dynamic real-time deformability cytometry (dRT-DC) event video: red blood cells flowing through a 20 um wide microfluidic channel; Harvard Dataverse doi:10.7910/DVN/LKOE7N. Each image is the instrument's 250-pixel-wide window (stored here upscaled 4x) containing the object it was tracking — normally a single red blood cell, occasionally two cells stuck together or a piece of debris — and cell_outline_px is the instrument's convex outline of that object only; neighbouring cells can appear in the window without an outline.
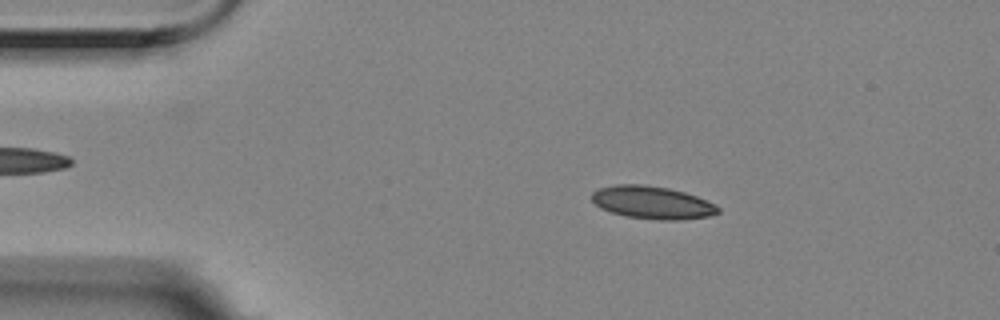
{"species": "Egyptian fruit bat (a non-hibernating species)", "species_latin": "Rousettus aegyptiacus", "temperature_condition": "room temperature", "stored_images_in_passage": 56, "camera_frame_rate_fps": 3000, "um_per_image_px": 0.085, "animal": {"sex": "female"}, "frame": {"image": 1, "passage_image": 9, "time_ms": 2.667, "image_size_px": [1000, 320], "cell_outline_px": [[720, 212], [712, 216], [680, 220], [660, 220], [624, 216], [600, 208], [592, 200], [592, 192], [600, 188], [616, 184], [644, 184], [668, 188], [684, 192], [696, 196], [716, 204], [720, 208]], "centroid_in_image_um": [55.47, 17.22], "position_along_channel_um": 29.5, "area_um2": 24.22}}
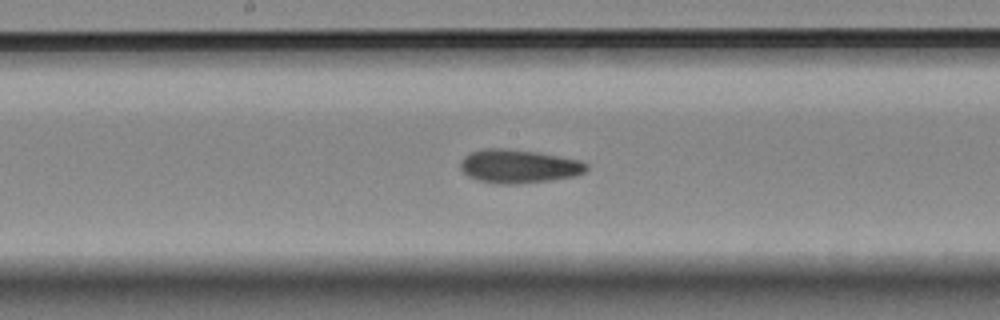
{"frame": {"image": 2, "passage_image": 28, "time_ms": 9.0, "image_size_px": [1000, 320], "cell_outline_px": [[588, 168], [584, 172], [576, 176], [552, 180], [512, 184], [496, 184], [476, 180], [468, 176], [460, 168], [460, 160], [464, 156], [472, 152], [488, 148], [500, 148], [536, 152], [580, 160], [588, 164]], "centroid_in_image_um": [44.08, 14.14], "position_along_channel_um": 204.1, "area_um2": 24.62}}
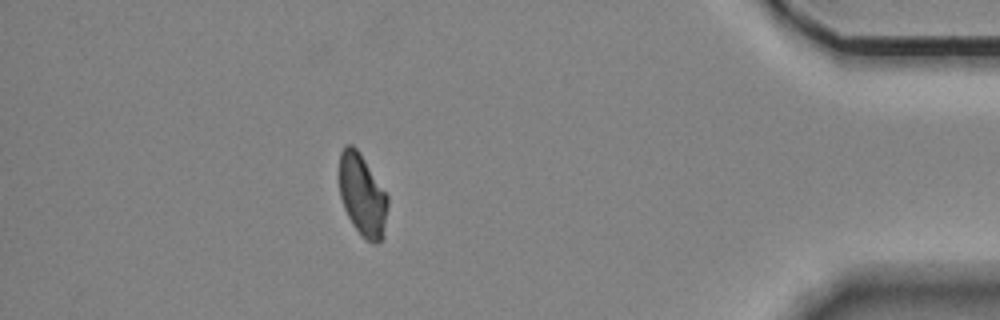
{"frame": {"image": 3, "passage_image": 49, "time_ms": 16.0, "image_size_px": [1000, 320], "cell_outline_px": [[388, 204], [384, 236], [376, 244], [372, 244], [364, 240], [352, 224], [344, 208], [340, 196], [340, 152], [344, 144], [352, 144], [356, 148], [388, 196]], "centroid_in_image_um": [30.8, 16.64], "position_along_channel_um": 404.4, "area_um2": 23.12}, "authors_computed_cell_mechanics": {"area_um2": 23.8136, "velocity_mm_per_s": 3.5164, "shape_relaxation_time_tau1_ms": 4.9053, "shape_relaxation_time_tau2_ms": 3.3211, "deformation_change_tau1": 0.1147, "deformation_change_tau2": 0.0896}}